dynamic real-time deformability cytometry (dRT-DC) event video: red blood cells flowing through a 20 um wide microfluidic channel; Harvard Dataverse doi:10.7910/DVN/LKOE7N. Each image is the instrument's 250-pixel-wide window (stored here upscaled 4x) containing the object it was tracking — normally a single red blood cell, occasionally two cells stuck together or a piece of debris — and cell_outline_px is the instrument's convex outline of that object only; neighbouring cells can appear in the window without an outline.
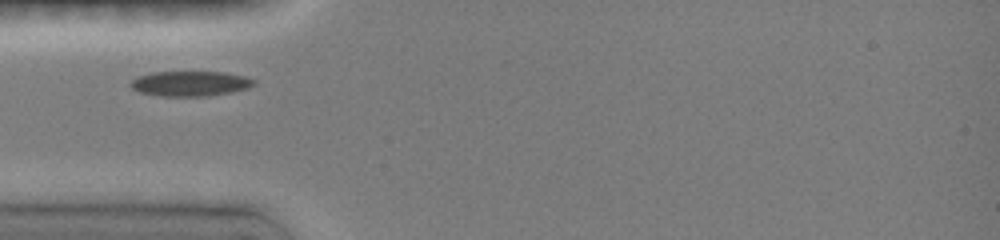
{"species": "common noctule bat (a hibernating species)", "species_latin": "Nyctalus noctula", "temperature_condition": "room temperature", "stored_images_in_passage": 5, "camera_frame_rate_fps": 3000, "um_per_image_px": 0.085, "animal": {"sex": "female", "body_mass_g": 19.0, "forearm_length_mm": 51.5}, "frame": {"image": 1, "passage_image": 1, "time_ms": 0.0, "image_size_px": [1000, 240], "cell_outline_px": [[256, 84], [248, 88], [228, 92], [200, 96], [160, 96], [140, 92], [132, 88], [128, 84], [132, 80], [140, 76], [152, 72], [224, 72], [244, 76], [256, 80]], "centroid_in_image_um": [16.16, 7.09], "position_along_channel_um": 68.8, "area_um2": 17.8}}